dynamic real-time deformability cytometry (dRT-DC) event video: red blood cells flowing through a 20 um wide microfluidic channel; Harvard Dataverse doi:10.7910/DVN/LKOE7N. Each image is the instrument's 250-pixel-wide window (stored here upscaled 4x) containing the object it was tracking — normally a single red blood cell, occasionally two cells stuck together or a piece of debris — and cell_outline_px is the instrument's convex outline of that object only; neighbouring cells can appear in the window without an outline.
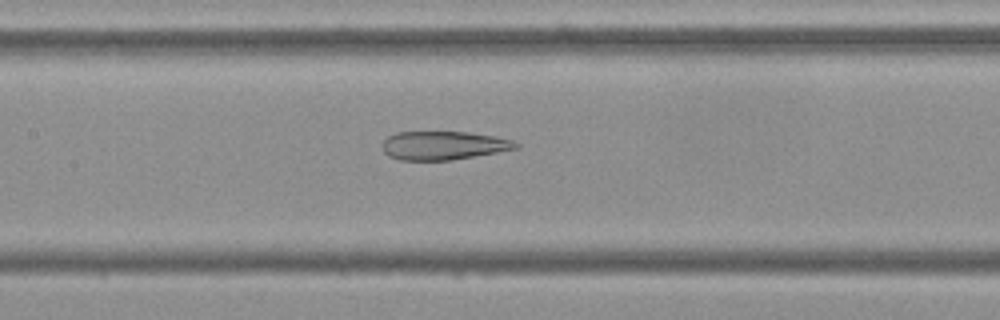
{"species": "Egyptian fruit bat (a non-hibernating species)", "species_latin": "Rousettus aegyptiacus", "temperature_condition": "cold", "stored_images_in_passage": 39, "camera_frame_rate_fps": 3000, "um_per_image_px": 0.085, "frame": {"image": 1, "passage_image": 20, "time_ms": 6.333, "image_size_px": [1000, 320], "cell_outline_px": [[520, 148], [452, 160], [400, 160], [388, 156], [384, 152], [380, 144], [388, 136], [396, 132], [468, 132], [496, 136], [512, 140], [520, 144]], "centroid_in_image_um": [37.69, 12.36], "position_along_channel_um": 169.7, "area_um2": 22.43}}
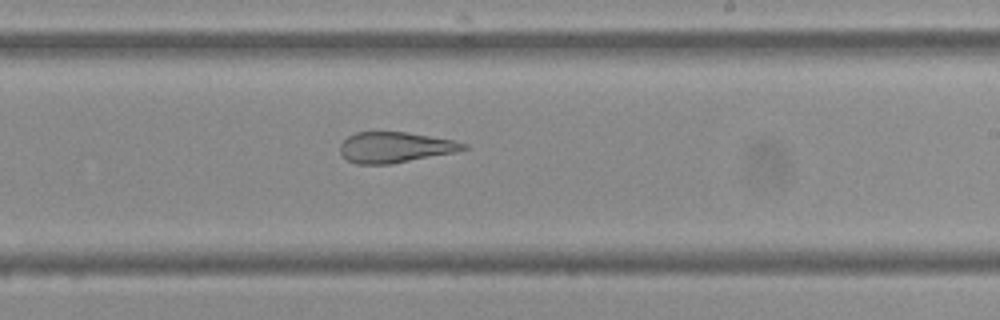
{"frame": {"image": 2, "passage_image": 27, "time_ms": 8.667, "image_size_px": [1000, 320], "cell_outline_px": [[468, 148], [456, 152], [392, 164], [356, 164], [348, 160], [340, 152], [340, 144], [348, 136], [356, 132], [408, 132], [456, 140], [468, 144]], "centroid_in_image_um": [33.62, 12.52], "position_along_channel_um": 255.4, "area_um2": 22.2}}
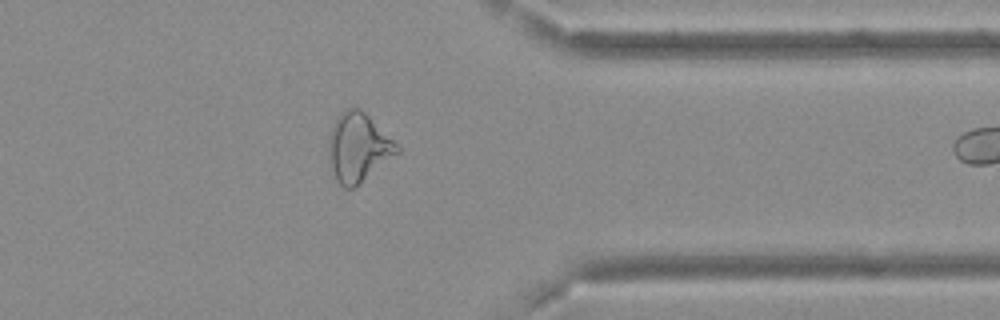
{"frame": {"image": 3, "passage_image": 38, "time_ms": 12.333, "image_size_px": [1000, 320], "cell_outline_px": [[400, 152], [352, 188], [344, 188], [336, 180], [328, 160], [328, 136], [332, 124], [340, 112], [348, 108], [360, 108], [400, 148]], "centroid_in_image_um": [30.39, 12.52], "position_along_channel_um": 381.0, "area_um2": 26.99}}